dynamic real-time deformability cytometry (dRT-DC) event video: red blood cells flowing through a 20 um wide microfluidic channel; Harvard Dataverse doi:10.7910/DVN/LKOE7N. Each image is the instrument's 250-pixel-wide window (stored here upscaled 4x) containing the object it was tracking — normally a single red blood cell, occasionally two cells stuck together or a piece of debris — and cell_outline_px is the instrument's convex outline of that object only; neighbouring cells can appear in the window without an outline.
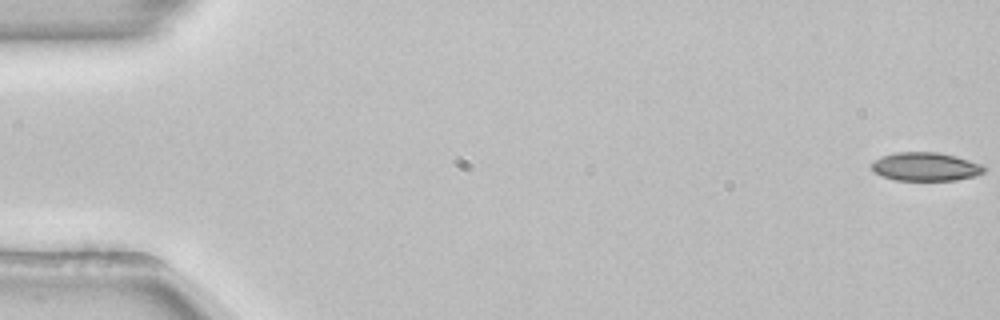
{"species": "common noctule bat (a hibernating species)", "species_latin": "Nyctalus noctula", "temperature_condition": "room temperature", "stored_images_in_passage": 54, "camera_frame_rate_fps": 3000, "um_per_image_px": 0.085, "animal": {"sex": "female", "body_mass_g": 22.7, "forearm_length_mm": 54.2}, "frame": {"image": 1, "passage_image": 1, "time_ms": 0.0, "image_size_px": [1000, 320], "cell_outline_px": [[984, 172], [976, 176], [956, 180], [896, 180], [880, 176], [872, 172], [872, 160], [880, 156], [896, 152], [936, 152], [968, 160], [980, 164], [984, 168]], "centroid_in_image_um": [78.59, 14.17], "position_along_channel_um": 6.4, "area_um2": 18.67}}
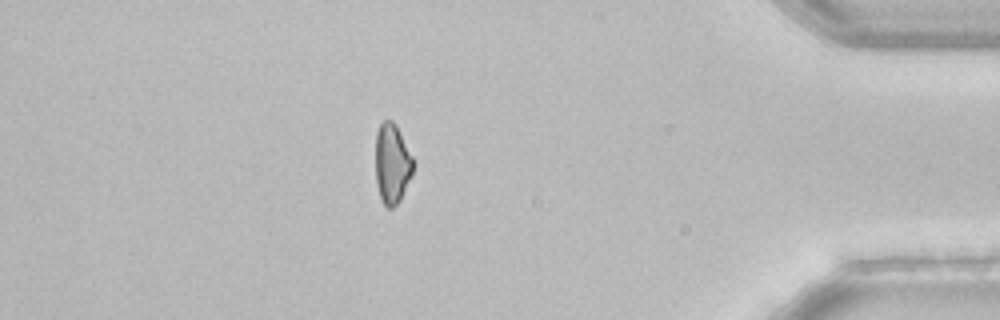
{"frame": {"image": 2, "passage_image": 47, "time_ms": 15.333, "image_size_px": [1000, 320], "cell_outline_px": [[412, 176], [400, 200], [392, 208], [388, 208], [384, 204], [380, 196], [376, 184], [376, 132], [380, 124], [384, 120], [392, 120], [396, 124], [412, 156]], "centroid_in_image_um": [33.32, 13.9], "position_along_channel_um": 401.9, "area_um2": 17.46}}
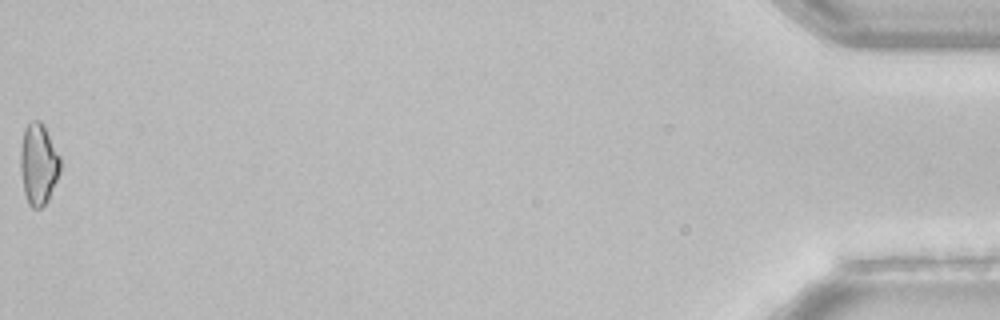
{"frame": {"image": 3, "passage_image": 54, "time_ms": 17.667, "image_size_px": [1000, 320], "cell_outline_px": [[60, 172], [48, 200], [40, 208], [32, 208], [28, 204], [24, 192], [20, 168], [20, 148], [24, 128], [32, 120], [40, 120], [44, 124], [60, 156]], "centroid_in_image_um": [3.26, 13.92], "position_along_channel_um": 431.9, "area_um2": 19.02}, "authors_computed_cell_mechanics": {"area_um2": 19.1318, "velocity_mm_per_s": 3.8997, "shape_relaxation_time_tau1_ms": 6.8297, "shape_relaxation_time_tau2_ms": null, "deformation_change_tau1": 0.158, "deformation_change_tau2": null}}